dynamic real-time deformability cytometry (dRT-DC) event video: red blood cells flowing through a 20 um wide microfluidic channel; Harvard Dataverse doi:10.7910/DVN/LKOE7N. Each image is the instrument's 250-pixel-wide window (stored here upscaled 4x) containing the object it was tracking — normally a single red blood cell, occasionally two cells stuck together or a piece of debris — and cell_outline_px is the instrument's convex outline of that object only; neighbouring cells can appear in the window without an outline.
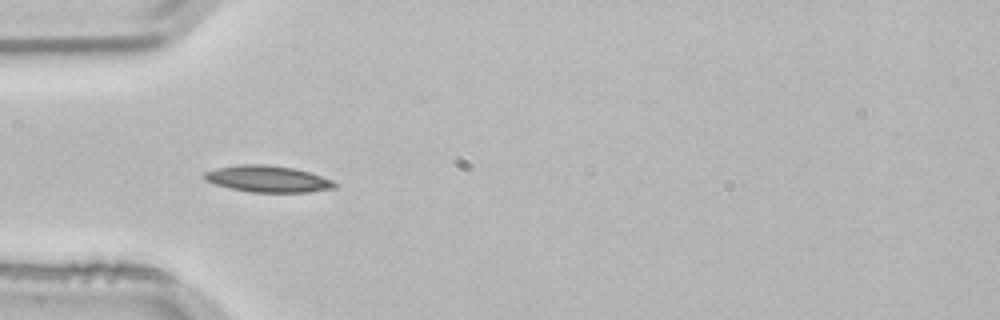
{"species": "common noctule bat (a hibernating species)", "species_latin": "Nyctalus noctula", "temperature_condition": "room temperature", "stored_images_in_passage": 37, "camera_frame_rate_fps": 3000, "um_per_image_px": 0.085, "animal": {"sex": "male", "body_mass_g": 21.5, "forearm_length_mm": 52.0}, "frame": {"image": 1, "passage_image": 6, "time_ms": 1.667, "image_size_px": [1000, 320], "cell_outline_px": [[340, 184], [336, 188], [308, 192], [248, 192], [216, 184], [204, 180], [200, 176], [204, 172], [216, 168], [240, 164], [268, 164], [292, 168], [308, 172], [332, 180]], "centroid_in_image_um": [22.74, 15.21], "position_along_channel_um": 62.3, "area_um2": 20.23}}
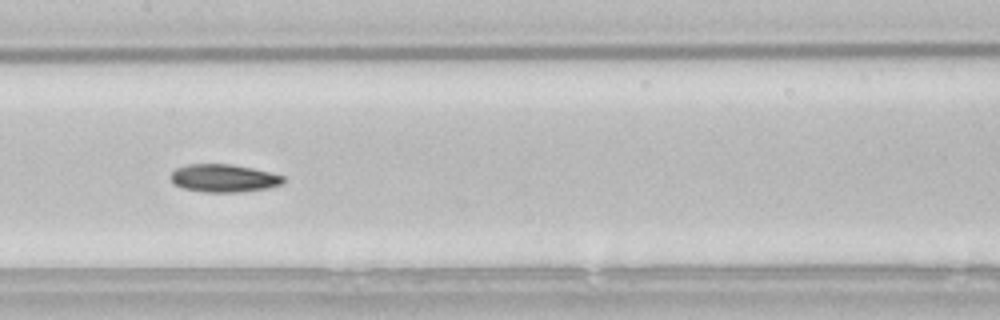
{"frame": {"image": 2, "passage_image": 16, "time_ms": 5.0, "image_size_px": [1000, 320], "cell_outline_px": [[284, 180], [280, 184], [268, 188], [240, 192], [208, 192], [184, 188], [176, 184], [168, 176], [176, 168], [188, 164], [232, 164], [252, 168], [284, 176]], "centroid_in_image_um": [19.0, 15.14], "position_along_channel_um": 188.4, "area_um2": 18.09}, "authors_computed_cell_mechanics": {"area_um2": 18.0914, "velocity_mm_per_s": 3.8247, "shape_relaxation_time_tau1_ms": 4.3256, "shape_relaxation_time_tau2_ms": null, "deformation_change_tau1": 0.1081, "deformation_change_tau2": null}}